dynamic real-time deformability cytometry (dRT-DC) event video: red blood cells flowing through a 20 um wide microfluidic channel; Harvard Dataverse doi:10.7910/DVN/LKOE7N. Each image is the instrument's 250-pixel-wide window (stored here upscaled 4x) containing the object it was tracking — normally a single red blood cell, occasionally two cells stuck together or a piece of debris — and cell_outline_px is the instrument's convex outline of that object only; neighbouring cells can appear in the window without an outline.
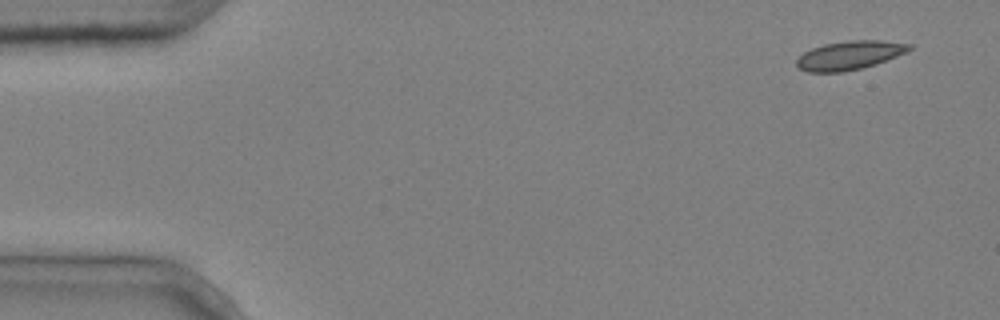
{"species": "common noctule bat (a hibernating species)", "species_latin": "Nyctalus noctula", "temperature_condition": "cold", "stored_images_in_passage": 4, "camera_frame_rate_fps": 3000, "um_per_image_px": 0.085, "animal": {"sex": "male", "body_mass_g": 20.4}, "frame": {"image": 1, "passage_image": 1, "time_ms": 0.0, "image_size_px": [1000, 320], "cell_outline_px": [[912, 48], [896, 56], [876, 64], [860, 68], [840, 72], [808, 72], [800, 68], [796, 64], [796, 60], [804, 52], [812, 48], [824, 44], [848, 40], [880, 40], [912, 44]], "centroid_in_image_um": [72.19, 4.69], "position_along_channel_um": 12.8, "area_um2": 18.67}}
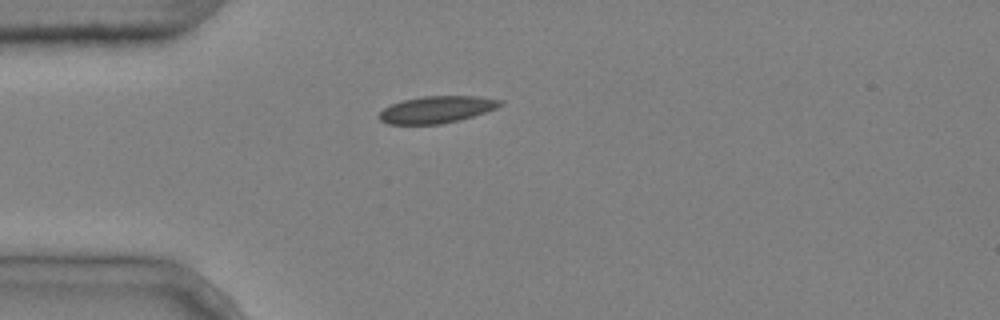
{"frame": {"image": 2, "passage_image": 4, "time_ms": 1.0, "image_size_px": [1000, 320], "cell_outline_px": [[504, 104], [496, 108], [460, 120], [440, 124], [388, 124], [380, 120], [380, 112], [384, 108], [392, 104], [404, 100], [424, 96], [480, 96], [504, 100]], "centroid_in_image_um": [37.16, 9.3], "position_along_channel_um": 47.8, "area_um2": 18.9}}